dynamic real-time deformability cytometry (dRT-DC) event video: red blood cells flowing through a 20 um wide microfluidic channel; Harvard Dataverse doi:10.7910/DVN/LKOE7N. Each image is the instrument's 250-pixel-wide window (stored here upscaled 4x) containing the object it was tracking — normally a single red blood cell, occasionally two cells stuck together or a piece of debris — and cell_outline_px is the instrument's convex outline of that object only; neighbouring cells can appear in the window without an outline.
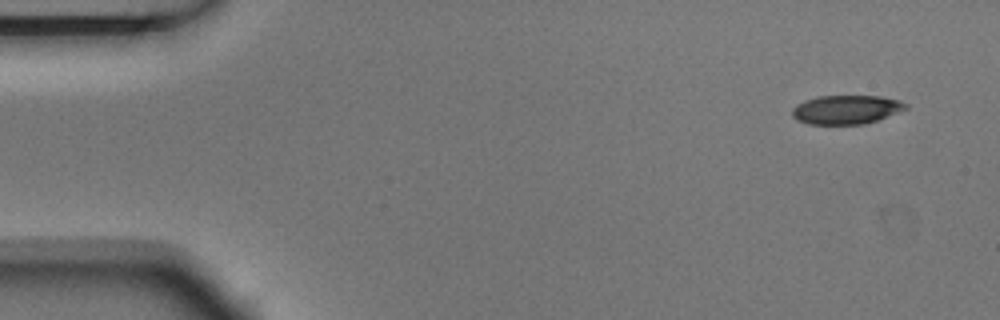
{"species": "Egyptian fruit bat (a non-hibernating species)", "species_latin": "Rousettus aegyptiacus", "temperature_condition": "room temperature", "stored_images_in_passage": 6, "camera_frame_rate_fps": 3000, "um_per_image_px": 0.085, "animal": {"sex": "male"}, "frame": {"image": 1, "passage_image": 1, "time_ms": 0.0, "image_size_px": [1000, 320], "cell_outline_px": [[908, 108], [876, 120], [864, 124], [808, 124], [796, 120], [792, 116], [792, 108], [796, 104], [804, 100], [816, 96], [880, 96], [900, 100], [908, 104]], "centroid_in_image_um": [71.89, 9.31], "position_along_channel_um": 13.1, "area_um2": 19.19}}
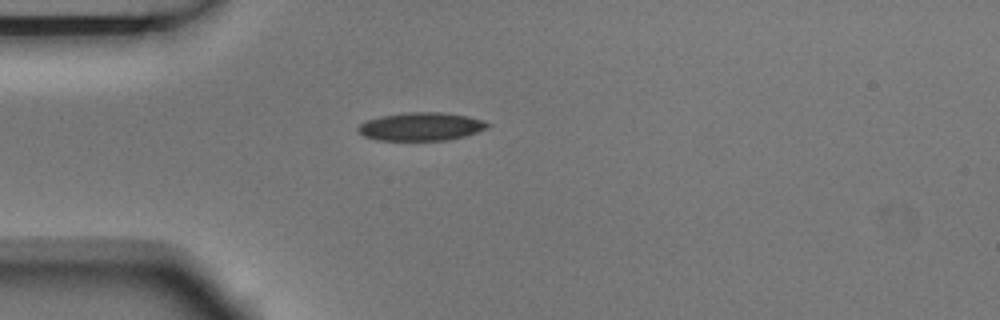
{"frame": {"image": 2, "passage_image": 4, "time_ms": 1.0, "image_size_px": [1000, 320], "cell_outline_px": [[492, 124], [488, 128], [464, 136], [444, 140], [376, 140], [364, 136], [356, 128], [360, 124], [368, 120], [380, 116], [408, 112], [444, 112], [468, 116], [484, 120]], "centroid_in_image_um": [35.82, 10.75], "position_along_channel_um": 49.2, "area_um2": 21.27}}
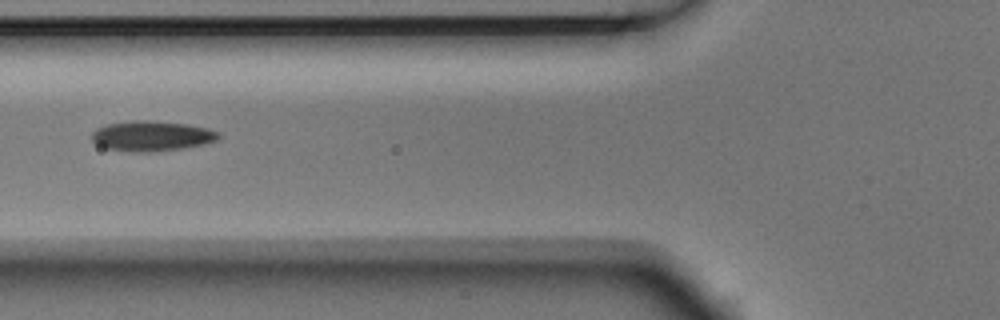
{"frame": {"image": 3, "passage_image": 6, "time_ms": 1.667, "image_size_px": [1000, 320], "cell_outline_px": [[220, 136], [216, 140], [204, 144], [180, 148], [104, 148], [96, 144], [92, 140], [92, 132], [96, 128], [104, 124], [132, 120], [144, 120], [188, 124], [208, 128], [220, 132]], "centroid_in_image_um": [12.91, 11.47], "position_along_channel_um": 112.9, "area_um2": 21.04}}